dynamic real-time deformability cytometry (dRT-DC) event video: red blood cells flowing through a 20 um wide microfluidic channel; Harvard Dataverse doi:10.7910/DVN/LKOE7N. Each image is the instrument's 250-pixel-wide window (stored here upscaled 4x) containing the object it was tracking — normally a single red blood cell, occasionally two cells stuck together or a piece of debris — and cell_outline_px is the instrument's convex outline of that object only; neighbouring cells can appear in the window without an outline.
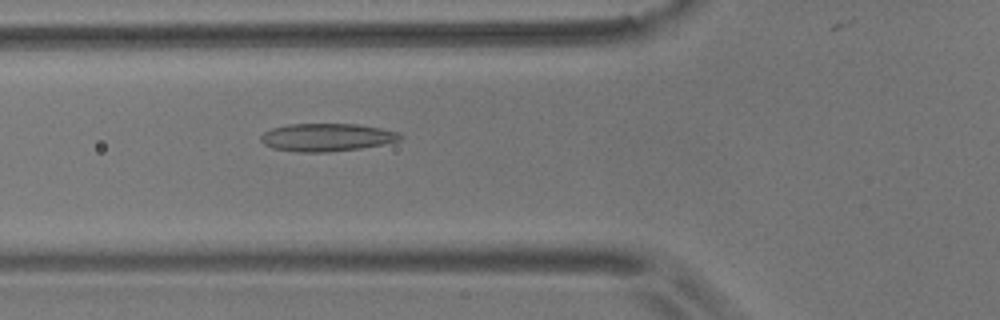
{"species": "common noctule bat (a hibernating species)", "species_latin": "Nyctalus noctula", "temperature_condition": "room temperature", "stored_images_in_passage": 46, "camera_frame_rate_fps": 3000, "um_per_image_px": 0.085, "animal": {"sex": "male", "body_mass_g": 17.9}, "frame": {"image": 1, "passage_image": 11, "time_ms": 3.333, "image_size_px": [1000, 320], "cell_outline_px": [[404, 136], [400, 140], [360, 148], [328, 152], [296, 152], [272, 148], [264, 144], [260, 140], [260, 136], [264, 132], [272, 128], [288, 124], [356, 124], [380, 128], [400, 132]], "centroid_in_image_um": [27.75, 11.67], "position_along_channel_um": 98.0, "area_um2": 22.6}}
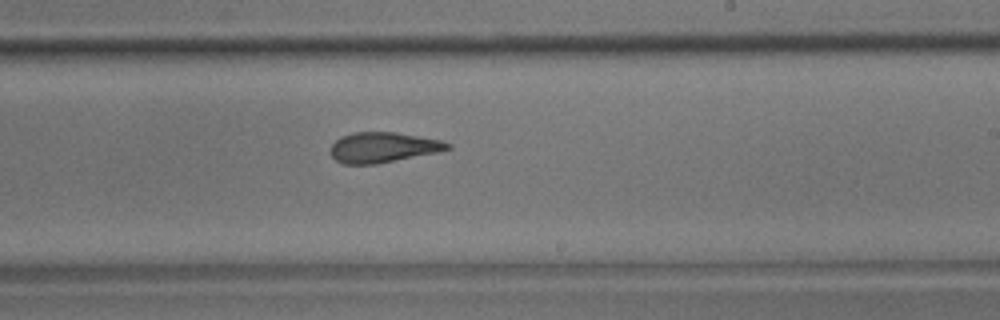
{"frame": {"image": 2, "passage_image": 24, "time_ms": 7.667, "image_size_px": [1000, 320], "cell_outline_px": [[452, 148], [436, 152], [376, 164], [344, 164], [336, 160], [328, 152], [332, 144], [340, 136], [352, 132], [396, 132], [440, 140], [452, 144]], "centroid_in_image_um": [32.51, 12.52], "position_along_channel_um": 256.5, "area_um2": 20.63}}
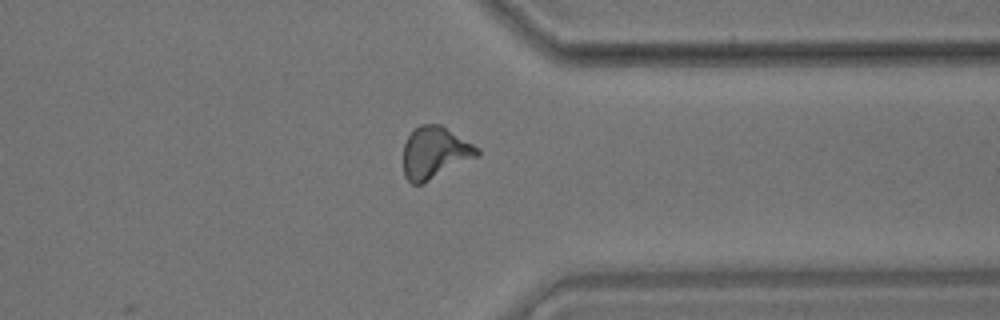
{"frame": {"image": 3, "passage_image": 34, "time_ms": 11.0, "image_size_px": [1000, 320], "cell_outline_px": [[480, 156], [420, 184], [412, 184], [404, 176], [404, 144], [408, 136], [420, 124], [440, 124], [480, 148]], "centroid_in_image_um": [36.98, 12.97], "position_along_channel_um": 374.4, "area_um2": 22.2}, "authors_computed_cell_mechanics": {"area_um2": 21.2126, "velocity_mm_per_s": 3.6533, "shape_relaxation_time_tau1_ms": 10.7889, "shape_relaxation_time_tau2_ms": 1.9046, "deformation_change_tau1": 0.2558, "deformation_change_tau2": 0.1112}}